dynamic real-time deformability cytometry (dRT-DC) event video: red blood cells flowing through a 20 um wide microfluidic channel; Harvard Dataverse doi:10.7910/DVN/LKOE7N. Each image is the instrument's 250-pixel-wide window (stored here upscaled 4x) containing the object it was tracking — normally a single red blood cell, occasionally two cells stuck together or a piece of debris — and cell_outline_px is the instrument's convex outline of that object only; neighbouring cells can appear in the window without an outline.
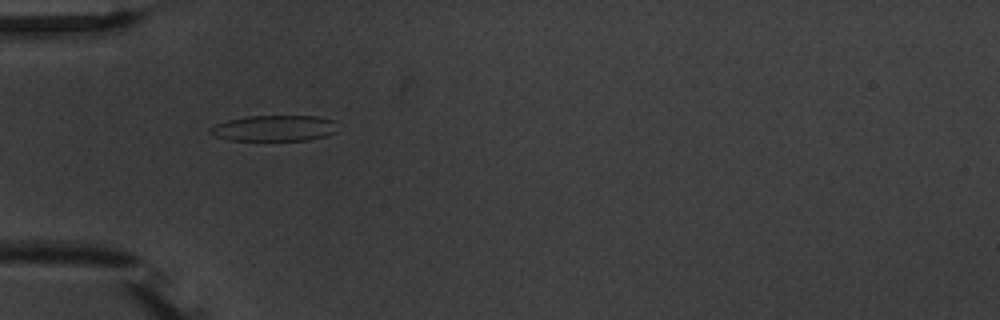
{"species": "common noctule bat (a hibernating species)", "species_latin": "Nyctalus noctula", "temperature_condition": "warm", "stored_images_in_passage": 6, "camera_frame_rate_fps": 3000, "um_per_image_px": 0.085, "animal": {"sex": "male", "body_mass_g": 20.1, "forearm_length_mm": 53.5}, "frame": {"image": 1, "passage_image": 5, "time_ms": 5.333, "image_size_px": [1000, 320], "cell_outline_px": [[336, 132], [328, 136], [308, 140], [228, 140], [216, 136], [208, 132], [208, 128], [216, 124], [228, 120], [244, 116], [316, 116], [336, 120]], "centroid_in_image_um": [23.33, 10.89], "position_along_channel_um": 61.7, "area_um2": 19.42}}